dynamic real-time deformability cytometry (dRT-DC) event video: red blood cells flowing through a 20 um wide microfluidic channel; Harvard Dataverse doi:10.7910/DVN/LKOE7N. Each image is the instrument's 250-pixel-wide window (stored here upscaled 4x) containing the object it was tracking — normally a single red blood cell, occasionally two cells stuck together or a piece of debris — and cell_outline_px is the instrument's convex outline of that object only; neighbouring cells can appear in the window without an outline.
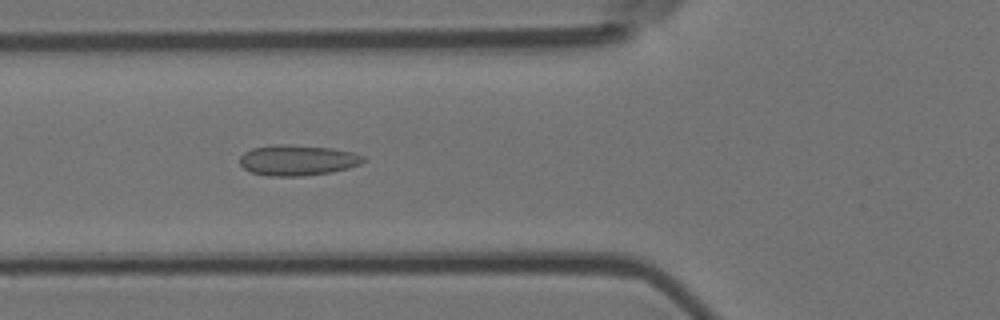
{"species": "Egyptian fruit bat (a non-hibernating species)", "species_latin": "Rousettus aegyptiacus", "temperature_condition": "room temperature", "stored_images_in_passage": 11, "camera_frame_rate_fps": 3000, "um_per_image_px": 0.085, "animal": {"sex": "female"}, "frame": {"image": 1, "passage_image": 3, "time_ms": 0.667, "image_size_px": [1000, 320], "cell_outline_px": [[368, 160], [360, 164], [348, 168], [332, 172], [300, 176], [268, 176], [252, 172], [244, 168], [240, 164], [240, 156], [244, 152], [252, 148], [276, 144], [288, 144], [332, 148], [352, 152], [364, 156]], "centroid_in_image_um": [25.3, 13.61], "position_along_channel_um": 100.5, "area_um2": 22.14}}
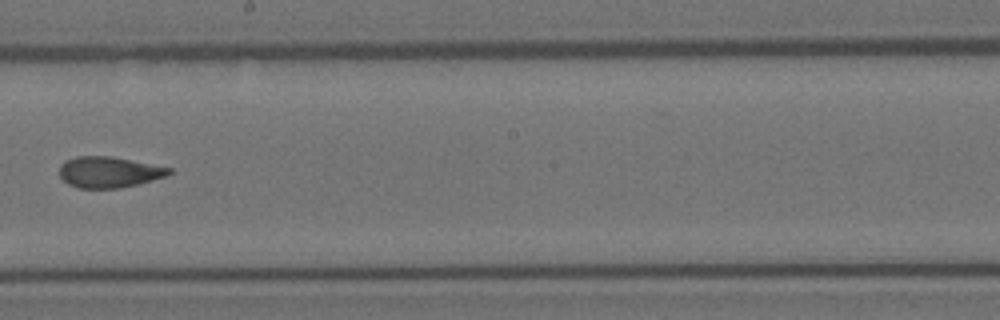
{"frame": {"image": 2, "passage_image": 6, "time_ms": 1.667, "image_size_px": [1000, 320], "cell_outline_px": [[172, 172], [168, 176], [140, 184], [120, 188], [76, 188], [68, 184], [60, 176], [60, 164], [64, 160], [76, 156], [112, 156], [172, 168]], "centroid_in_image_um": [9.27, 14.63], "position_along_channel_um": 238.9, "area_um2": 20.06}}
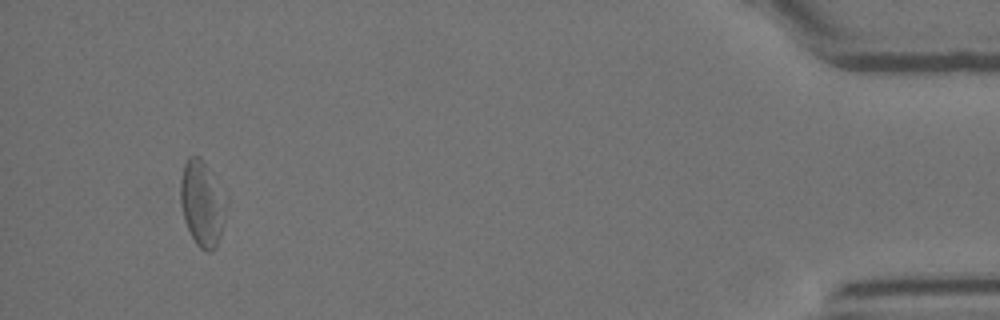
{"frame": {"image": 3, "passage_image": 11, "time_ms": 3.333, "image_size_px": [1000, 320], "cell_outline_px": [[228, 200], [220, 236], [216, 248], [212, 252], [208, 252], [200, 248], [196, 244], [184, 220], [180, 204], [180, 180], [184, 160], [188, 156], [200, 156], [228, 196]], "centroid_in_image_um": [17.19, 17.26], "position_along_channel_um": 418.0, "area_um2": 23.29}}